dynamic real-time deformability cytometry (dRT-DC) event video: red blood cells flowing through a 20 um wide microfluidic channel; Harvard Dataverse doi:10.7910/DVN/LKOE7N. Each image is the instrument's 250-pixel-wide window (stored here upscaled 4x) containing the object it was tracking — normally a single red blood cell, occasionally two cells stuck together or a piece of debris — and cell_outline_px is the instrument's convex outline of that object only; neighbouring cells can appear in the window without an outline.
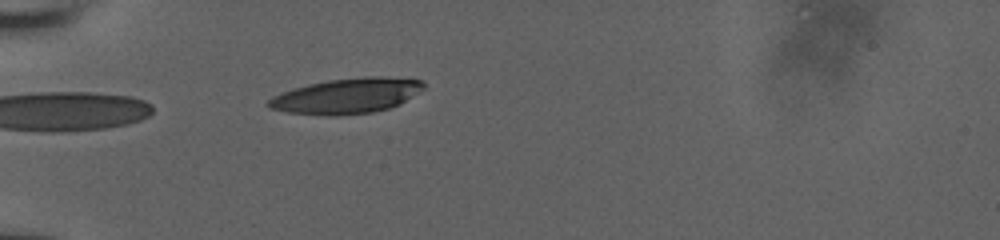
{"species": "human", "species_latin": "Homo sapiens", "temperature_condition": "room temperature", "stored_images_in_passage": 56, "camera_frame_rate_fps": 3000, "um_per_image_px": 0.085, "donor": {"sex": "male"}, "frame": {"image": 1, "passage_image": 1, "time_ms": 0.0, "image_size_px": [1000, 240], "cell_outline_px": [[424, 88], [400, 104], [388, 108], [372, 112], [336, 116], [328, 116], [288, 112], [268, 108], [264, 104], [272, 96], [280, 92], [292, 88], [308, 84], [328, 80], [364, 76], [380, 76], [424, 80]], "centroid_in_image_um": [29.42, 8.15], "position_along_channel_um": 55.6, "area_um2": 32.14}}
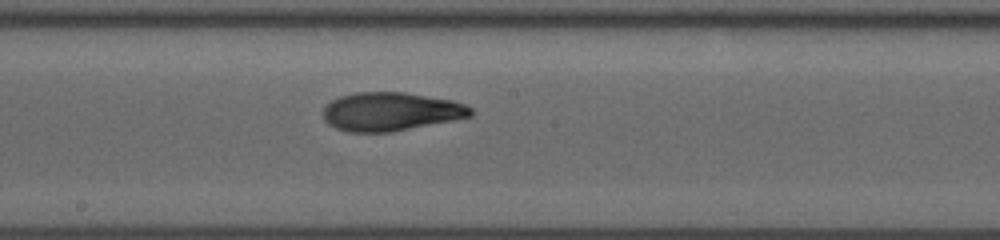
{"frame": {"image": 2, "passage_image": 16, "time_ms": 4.667, "image_size_px": [1000, 240], "cell_outline_px": [[472, 116], [392, 132], [348, 132], [336, 128], [328, 124], [324, 120], [324, 108], [332, 100], [340, 96], [356, 92], [404, 92], [452, 100], [464, 104], [472, 108]], "centroid_in_image_um": [33.2, 9.48], "position_along_channel_um": 215.0, "area_um2": 33.0}}
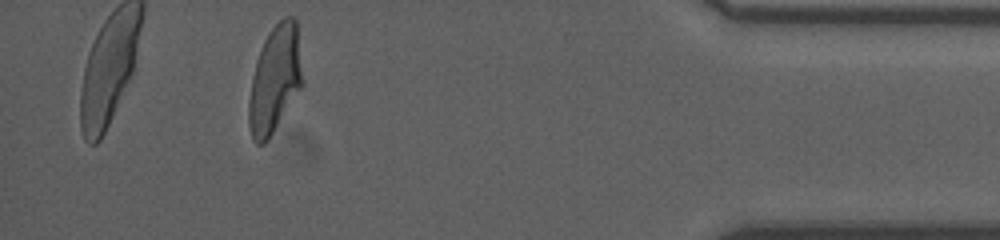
{"frame": {"image": 3, "passage_image": 49, "time_ms": 11.0, "image_size_px": [1000, 240], "cell_outline_px": [[304, 84], [264, 144], [256, 144], [252, 140], [248, 124], [248, 100], [252, 76], [256, 60], [264, 40], [272, 28], [284, 16], [292, 16], [296, 20]], "centroid_in_image_um": [23.35, 6.75], "position_along_channel_um": 411.8, "area_um2": 33.47}, "authors_computed_cell_mechanics": {"area_um2": 32.8882, "velocity_mm_per_s": 3.8245, "shape_relaxation_time_tau1_ms": 7.1274, "shape_relaxation_time_tau2_ms": 2.1629, "deformation_change_tau1": 0.2357, "deformation_change_tau2": 0.0935}}